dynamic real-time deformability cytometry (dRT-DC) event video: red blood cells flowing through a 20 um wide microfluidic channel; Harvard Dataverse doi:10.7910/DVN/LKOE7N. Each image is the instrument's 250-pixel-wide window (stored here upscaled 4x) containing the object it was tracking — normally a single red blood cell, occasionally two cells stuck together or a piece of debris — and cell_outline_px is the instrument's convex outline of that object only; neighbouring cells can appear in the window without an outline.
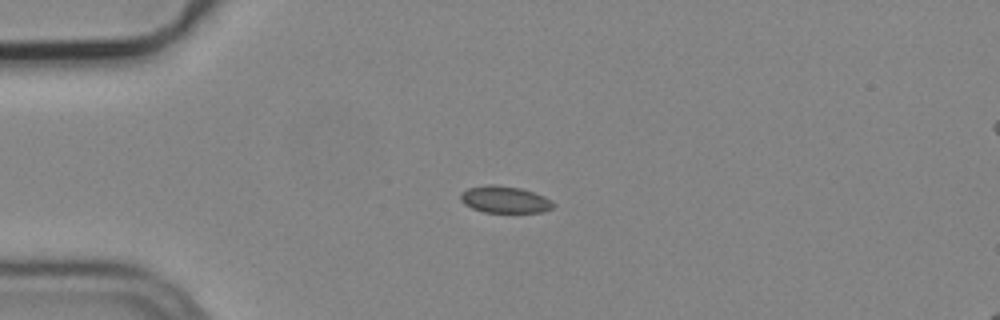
{"species": "common noctule bat (a hibernating species)", "species_latin": "Nyctalus noctula", "temperature_condition": "cold", "stored_images_in_passage": 4, "segment_of_instrument_passage": [1, 2], "camera_frame_rate_fps": 3000, "um_per_image_px": 0.085, "animal": {"sex": "male", "body_mass_g": 19.2, "forearm_length_mm": 51.8}, "frame": {"image": 1, "passage_image": 2, "time_ms": 0.333, "image_size_px": [1000, 320], "cell_outline_px": [[556, 204], [552, 208], [544, 212], [484, 212], [472, 208], [464, 204], [460, 200], [460, 192], [468, 188], [488, 184], [496, 184], [520, 188], [544, 196], [552, 200]], "centroid_in_image_um": [42.9, 16.96], "position_along_channel_um": 42.1, "area_um2": 14.62}}